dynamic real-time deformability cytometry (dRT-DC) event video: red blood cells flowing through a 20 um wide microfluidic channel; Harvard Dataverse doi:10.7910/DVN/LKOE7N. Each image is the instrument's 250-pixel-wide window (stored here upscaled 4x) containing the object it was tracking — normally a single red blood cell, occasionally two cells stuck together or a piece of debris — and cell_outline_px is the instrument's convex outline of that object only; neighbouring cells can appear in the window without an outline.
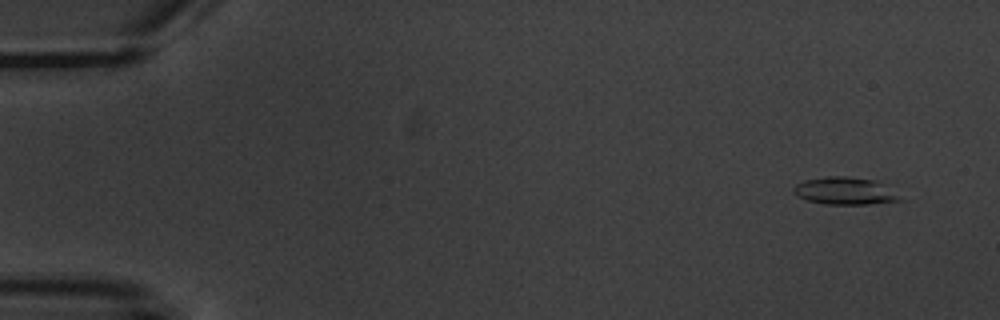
{"species": "common noctule bat (a hibernating species)", "species_latin": "Nyctalus noctula", "temperature_condition": "warm", "stored_images_in_passage": 5, "camera_frame_rate_fps": 3000, "um_per_image_px": 0.085, "animal": {"sex": "male", "body_mass_g": 20.1, "forearm_length_mm": 53.5}, "frame": {"image": 1, "passage_image": 1, "time_ms": 0.0, "image_size_px": [1000, 320], "cell_outline_px": [[904, 200], [868, 204], [824, 204], [808, 200], [796, 196], [792, 192], [792, 188], [796, 184], [804, 180], [828, 176], [848, 176], [876, 180]], "centroid_in_image_um": [71.75, 16.22], "position_along_channel_um": 13.3, "area_um2": 16.88}}
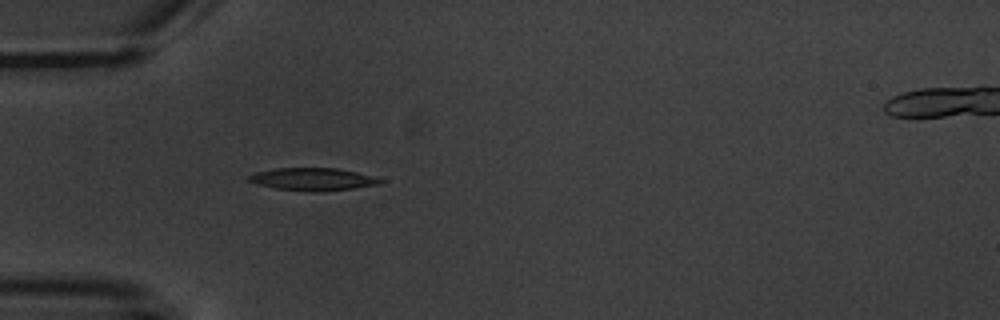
{"frame": {"image": 2, "passage_image": 5, "time_ms": 4.667, "image_size_px": [1000, 320], "cell_outline_px": [[388, 180], [380, 184], [352, 188], [276, 188], [244, 180], [248, 176], [256, 172], [276, 168], [336, 168], [356, 172]], "centroid_in_image_um": [26.6, 15.17], "position_along_channel_um": 58.4, "area_um2": 16.07}}